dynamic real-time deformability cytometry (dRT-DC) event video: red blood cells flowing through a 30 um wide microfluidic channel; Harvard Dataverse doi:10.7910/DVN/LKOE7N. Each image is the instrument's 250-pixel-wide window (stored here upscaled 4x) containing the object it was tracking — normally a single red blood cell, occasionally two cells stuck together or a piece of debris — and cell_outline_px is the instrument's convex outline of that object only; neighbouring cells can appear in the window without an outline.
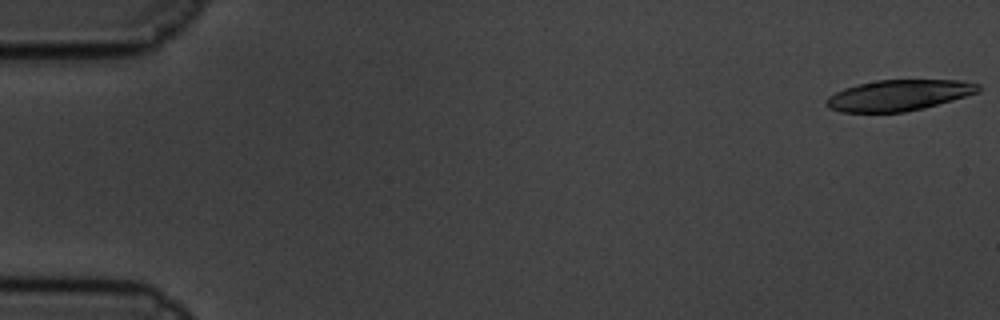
{"species": "common noctule bat (a hibernating species)", "species_latin": "Nyctalus noctula", "temperature_condition": "cold", "stored_images_in_passage": 21, "camera_frame_rate_fps": 3000, "um_per_image_px": 0.085, "animal": {"sex": "male", "body_mass_g": 19.5, "forearm_length_mm": 54.6}, "frame": {"image": 1, "passage_image": 1, "time_ms": 0.0, "image_size_px": [1000, 320], "cell_outline_px": [[980, 92], [924, 108], [904, 112], [840, 112], [828, 108], [824, 104], [824, 100], [828, 96], [844, 88], [876, 80], [960, 80], [980, 84]], "centroid_in_image_um": [76.37, 8.1], "position_along_channel_um": 8.6, "area_um2": 27.46}}